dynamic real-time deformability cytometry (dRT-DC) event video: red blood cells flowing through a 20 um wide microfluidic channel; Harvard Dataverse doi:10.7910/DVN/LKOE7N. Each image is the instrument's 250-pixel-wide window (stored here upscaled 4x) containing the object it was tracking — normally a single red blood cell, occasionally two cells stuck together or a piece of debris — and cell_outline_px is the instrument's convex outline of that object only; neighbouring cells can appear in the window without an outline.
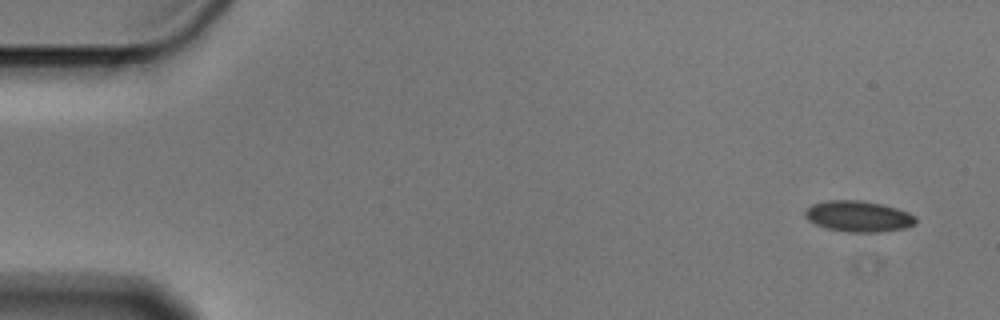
{"species": "Egyptian fruit bat (a non-hibernating species)", "species_latin": "Rousettus aegyptiacus", "temperature_condition": "cold", "stored_images_in_passage": 6, "camera_frame_rate_fps": 3000, "um_per_image_px": 0.085, "animal": {"sex": "male"}, "frame": {"image": 1, "passage_image": 1, "time_ms": 0.0, "image_size_px": [1000, 320], "cell_outline_px": [[916, 224], [904, 228], [876, 232], [848, 232], [824, 228], [808, 220], [804, 216], [804, 212], [812, 204], [828, 200], [860, 200], [880, 204], [896, 208], [908, 212], [916, 216]], "centroid_in_image_um": [72.95, 18.39], "position_along_channel_um": 12.1, "area_um2": 19.94}}
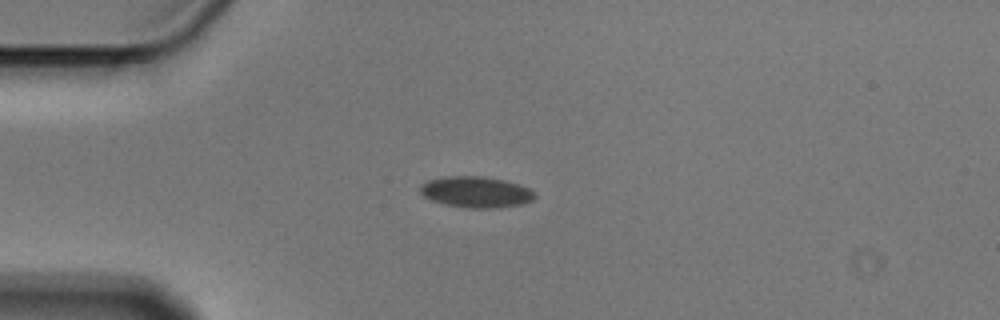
{"frame": {"image": 2, "passage_image": 4, "time_ms": 1.0, "image_size_px": [1000, 320], "cell_outline_px": [[536, 196], [532, 200], [520, 204], [496, 208], [468, 208], [444, 204], [432, 200], [424, 196], [420, 192], [420, 188], [428, 180], [444, 176], [480, 176], [504, 180], [528, 188], [536, 192]], "centroid_in_image_um": [40.46, 16.32], "position_along_channel_um": 44.5, "area_um2": 20.58}}
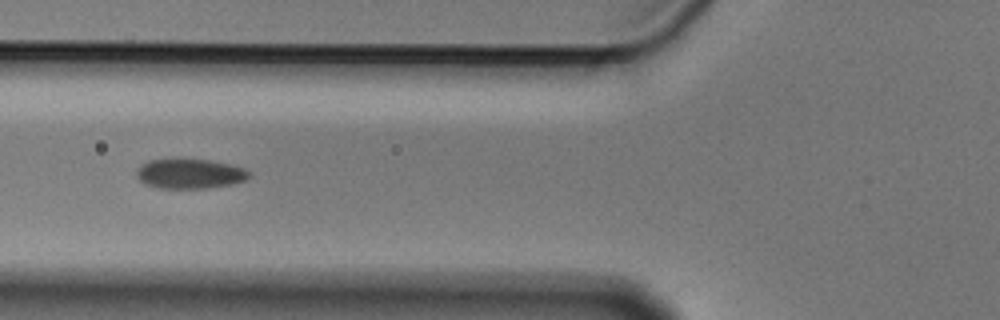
{"frame": {"image": 3, "passage_image": 6, "time_ms": 1.667, "image_size_px": [1000, 320], "cell_outline_px": [[252, 176], [248, 180], [232, 184], [208, 188], [156, 188], [144, 184], [136, 176], [136, 168], [140, 164], [148, 160], [172, 156], [184, 156], [208, 160], [228, 164], [244, 168], [252, 172]], "centroid_in_image_um": [16.1, 14.72], "position_along_channel_um": 109.7, "area_um2": 20.69}}